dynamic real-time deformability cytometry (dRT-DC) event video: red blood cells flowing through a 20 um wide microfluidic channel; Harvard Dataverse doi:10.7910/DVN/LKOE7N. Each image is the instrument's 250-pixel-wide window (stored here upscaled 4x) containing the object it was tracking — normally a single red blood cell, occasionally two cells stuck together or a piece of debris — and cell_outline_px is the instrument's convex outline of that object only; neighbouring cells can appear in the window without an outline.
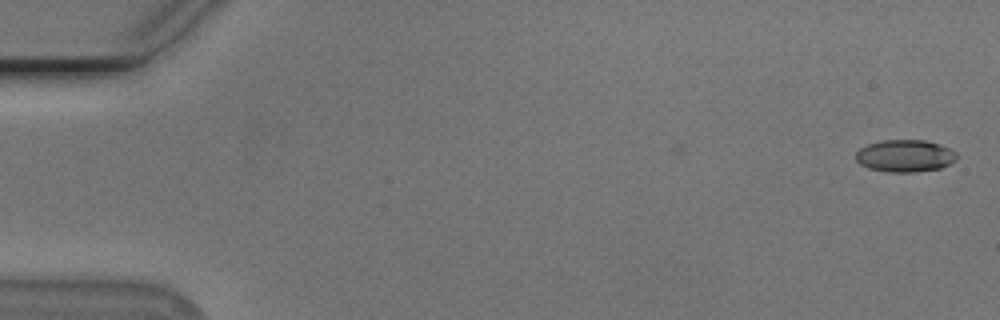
{"species": "Egyptian fruit bat (a non-hibernating species)", "species_latin": "Rousettus aegyptiacus", "temperature_condition": "cold", "stored_images_in_passage": 5, "camera_frame_rate_fps": 3000, "um_per_image_px": 0.085, "animal": {"sex": "male"}, "frame": {"image": 1, "passage_image": 1, "time_ms": 0.0, "image_size_px": [1000, 320], "cell_outline_px": [[956, 160], [940, 168], [916, 172], [888, 172], [868, 168], [860, 164], [856, 160], [856, 152], [860, 148], [868, 144], [880, 140], [924, 140], [940, 144], [956, 152]], "centroid_in_image_um": [76.9, 13.24], "position_along_channel_um": 8.1, "area_um2": 18.96}}